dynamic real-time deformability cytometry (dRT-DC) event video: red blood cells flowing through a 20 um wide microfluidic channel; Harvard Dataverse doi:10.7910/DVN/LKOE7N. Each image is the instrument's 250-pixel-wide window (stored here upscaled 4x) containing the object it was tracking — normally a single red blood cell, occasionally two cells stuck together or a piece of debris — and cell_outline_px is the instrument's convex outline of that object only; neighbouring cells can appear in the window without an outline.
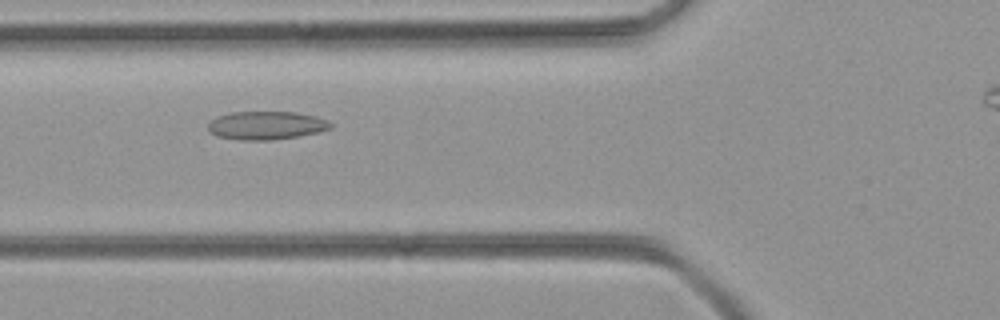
{"species": "common noctule bat (a hibernating species)", "species_latin": "Nyctalus noctula", "temperature_condition": "room temperature", "stored_images_in_passage": 36, "camera_frame_rate_fps": 3000, "um_per_image_px": 0.085, "animal": {"sex": "female", "body_mass_g": 21.9}, "frame": {"image": 1, "passage_image": 9, "time_ms": 2.667, "image_size_px": [1000, 320], "cell_outline_px": [[332, 128], [316, 132], [296, 136], [272, 140], [236, 140], [216, 136], [208, 132], [208, 124], [216, 116], [232, 112], [296, 112], [316, 116], [328, 120], [332, 124]], "centroid_in_image_um": [22.59, 10.66], "position_along_channel_um": 103.2, "area_um2": 20.29}}
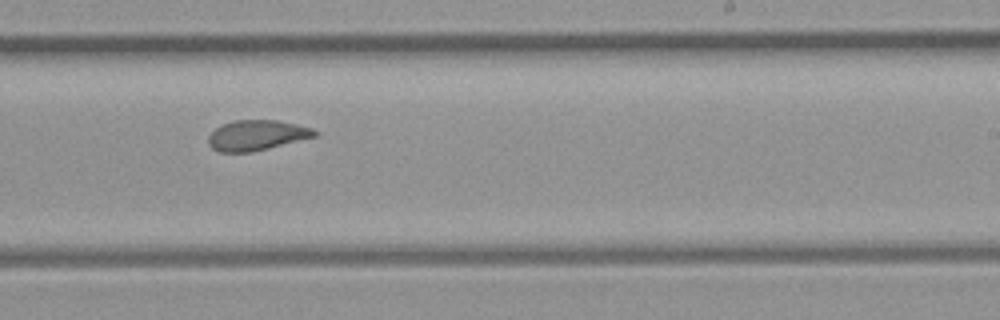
{"frame": {"image": 2, "passage_image": 21, "time_ms": 6.667, "image_size_px": [1000, 320], "cell_outline_px": [[316, 136], [252, 152], [220, 152], [212, 148], [208, 144], [208, 136], [216, 128], [224, 124], [236, 120], [276, 120], [296, 124], [312, 128], [316, 132]], "centroid_in_image_um": [21.79, 11.5], "position_along_channel_um": 267.2, "area_um2": 18.5}}
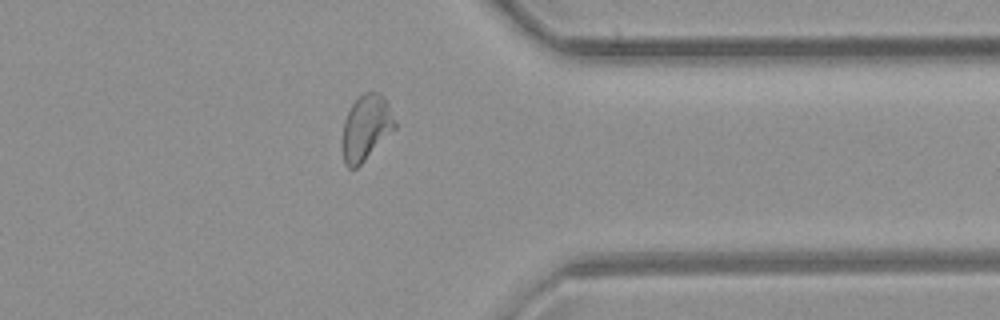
{"frame": {"image": 3, "passage_image": 30, "time_ms": 9.667, "image_size_px": [1000, 320], "cell_outline_px": [[396, 128], [356, 168], [348, 168], [344, 164], [344, 120], [352, 104], [364, 92], [380, 92], [388, 104], [396, 120]], "centroid_in_image_um": [31.15, 10.83], "position_along_channel_um": 380.3, "area_um2": 19.54}}